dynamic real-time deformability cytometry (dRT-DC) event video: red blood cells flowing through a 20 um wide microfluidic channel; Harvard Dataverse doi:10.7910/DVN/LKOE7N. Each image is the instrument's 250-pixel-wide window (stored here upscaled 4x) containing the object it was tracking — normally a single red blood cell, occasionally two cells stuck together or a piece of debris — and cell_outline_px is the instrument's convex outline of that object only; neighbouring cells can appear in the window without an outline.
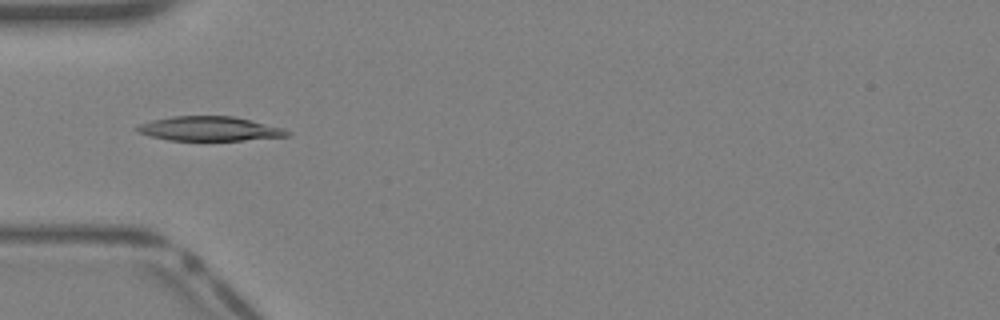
{"species": "Egyptian fruit bat (a non-hibernating species)", "species_latin": "Rousettus aegyptiacus", "temperature_condition": "warm", "stored_images_in_passage": 36, "camera_frame_rate_fps": 3000, "um_per_image_px": 0.085, "animal": {"sex": "female"}, "frame": {"image": 1, "passage_image": 9, "time_ms": 2.667, "image_size_px": [1000, 320], "cell_outline_px": [[292, 136], [244, 140], [168, 140], [148, 136], [136, 132], [132, 128], [140, 124], [152, 120], [172, 116], [232, 116], [284, 128], [292, 132]], "centroid_in_image_um": [17.79, 10.95], "position_along_channel_um": 67.2, "area_um2": 21.5}}
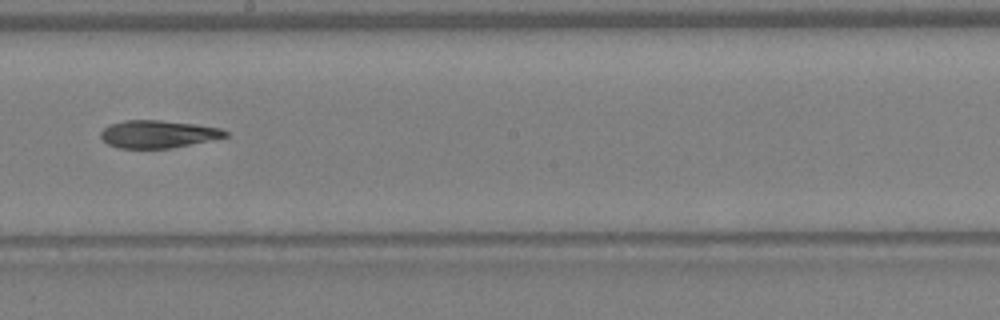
{"frame": {"image": 2, "passage_image": 19, "time_ms": 6.0, "image_size_px": [1000, 320], "cell_outline_px": [[228, 136], [168, 148], [120, 148], [108, 144], [100, 136], [100, 132], [108, 124], [124, 120], [160, 120], [196, 124], [220, 128], [228, 132]], "centroid_in_image_um": [13.38, 11.38], "position_along_channel_um": 234.8, "area_um2": 19.83}}
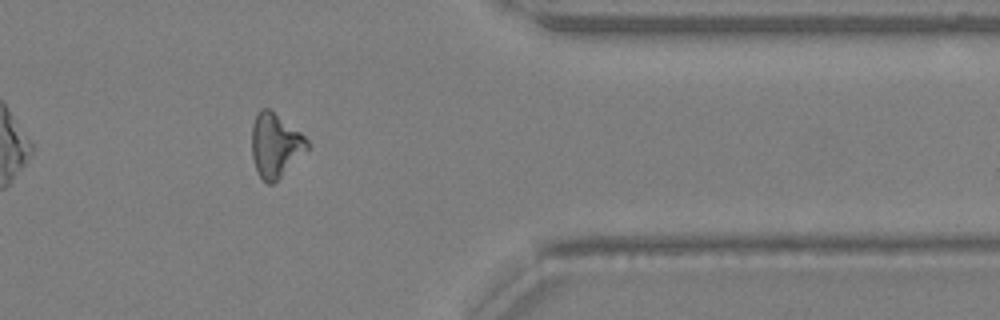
{"frame": {"image": 3, "passage_image": 29, "time_ms": 9.333, "image_size_px": [1000, 320], "cell_outline_px": [[308, 148], [272, 184], [268, 184], [260, 176], [256, 168], [252, 156], [252, 124], [260, 108], [268, 108], [300, 132], [308, 140]], "centroid_in_image_um": [23.38, 12.32], "position_along_channel_um": 388.0, "area_um2": 20.0}}